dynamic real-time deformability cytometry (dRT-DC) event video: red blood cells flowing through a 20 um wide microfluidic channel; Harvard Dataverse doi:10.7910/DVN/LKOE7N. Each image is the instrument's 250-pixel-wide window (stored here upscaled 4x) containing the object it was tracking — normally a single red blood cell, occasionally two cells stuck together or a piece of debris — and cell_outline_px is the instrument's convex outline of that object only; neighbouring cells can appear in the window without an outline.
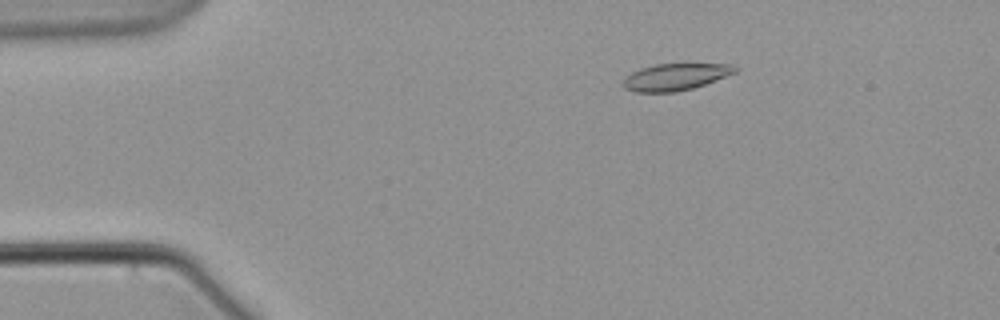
{"species": "common noctule bat (a hibernating species)", "species_latin": "Nyctalus noctula", "temperature_condition": "warm", "stored_images_in_passage": 6, "camera_frame_rate_fps": 3000, "um_per_image_px": 0.085, "animal": {"sex": "male", "body_mass_g": 21.5, "forearm_length_mm": 52.0}, "frame": {"image": 1, "passage_image": 4, "time_ms": 3.333, "image_size_px": [1000, 320], "cell_outline_px": [[736, 72], [704, 84], [692, 88], [676, 92], [636, 92], [624, 88], [620, 84], [632, 72], [640, 68], [656, 64], [732, 64], [736, 68]], "centroid_in_image_um": [57.36, 6.54], "position_along_channel_um": 27.6, "area_um2": 17.28}}